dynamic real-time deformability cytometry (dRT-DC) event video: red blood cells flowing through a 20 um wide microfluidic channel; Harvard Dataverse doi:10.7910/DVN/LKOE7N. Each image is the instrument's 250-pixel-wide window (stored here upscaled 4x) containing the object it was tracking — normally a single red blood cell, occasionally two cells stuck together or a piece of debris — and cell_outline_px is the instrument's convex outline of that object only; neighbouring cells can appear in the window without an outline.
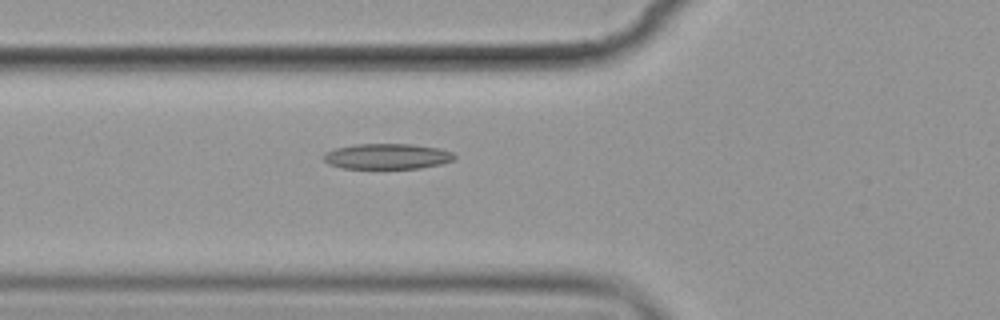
{"species": "common noctule bat (a hibernating species)", "species_latin": "Nyctalus noctula", "temperature_condition": "cold", "stored_images_in_passage": 5, "camera_frame_rate_fps": 3000, "um_per_image_px": 0.085, "animal": {"sex": "female", "body_mass_g": 19.9}, "frame": {"image": 1, "passage_image": 5, "time_ms": 5.333, "image_size_px": [1000, 320], "cell_outline_px": [[456, 160], [440, 164], [420, 168], [344, 168], [328, 164], [324, 160], [324, 152], [336, 148], [356, 144], [412, 144], [440, 148], [452, 152], [456, 156]], "centroid_in_image_um": [32.94, 13.28], "position_along_channel_um": 92.9, "area_um2": 19.48}}